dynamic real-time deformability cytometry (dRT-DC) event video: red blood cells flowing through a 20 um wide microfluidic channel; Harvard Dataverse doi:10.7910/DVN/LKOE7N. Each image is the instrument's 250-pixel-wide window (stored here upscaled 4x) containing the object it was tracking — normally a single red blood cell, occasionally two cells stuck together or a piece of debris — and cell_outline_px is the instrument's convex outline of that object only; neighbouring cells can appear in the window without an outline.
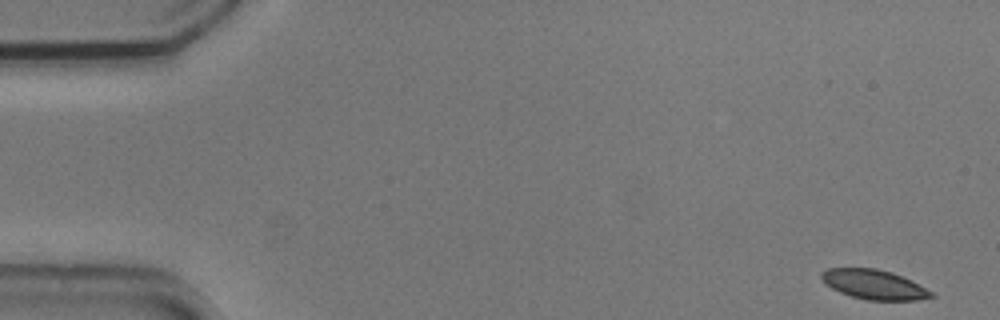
{"species": "common noctule bat (a hibernating species)", "species_latin": "Nyctalus noctula", "temperature_condition": "cold", "stored_images_in_passage": 53, "camera_frame_rate_fps": 3000, "um_per_image_px": 0.085, "animal": {"sex": "male", "body_mass_g": 20.5, "forearm_length_mm": 52.5}, "frame": {"image": 1, "passage_image": 1, "time_ms": 0.0, "image_size_px": [1000, 320], "cell_outline_px": [[936, 296], [916, 300], [868, 300], [852, 296], [840, 292], [832, 288], [820, 276], [820, 272], [828, 268], [876, 268], [892, 272], [932, 292]], "centroid_in_image_um": [74.26, 24.18], "position_along_channel_um": 10.7, "area_um2": 18.5}}
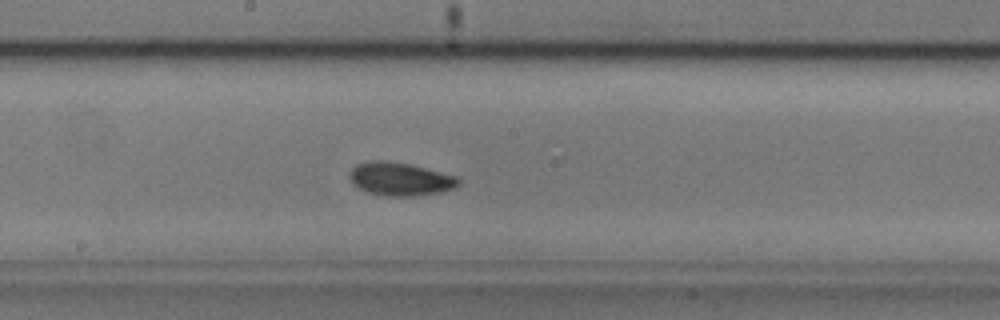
{"frame": {"image": 2, "passage_image": 28, "time_ms": 9.0, "image_size_px": [1000, 320], "cell_outline_px": [[460, 184], [456, 188], [440, 192], [412, 196], [384, 196], [368, 192], [352, 184], [348, 176], [352, 168], [356, 164], [364, 160], [384, 160], [408, 164], [456, 176], [460, 180]], "centroid_in_image_um": [33.97, 15.21], "position_along_channel_um": 214.2, "area_um2": 21.15}}
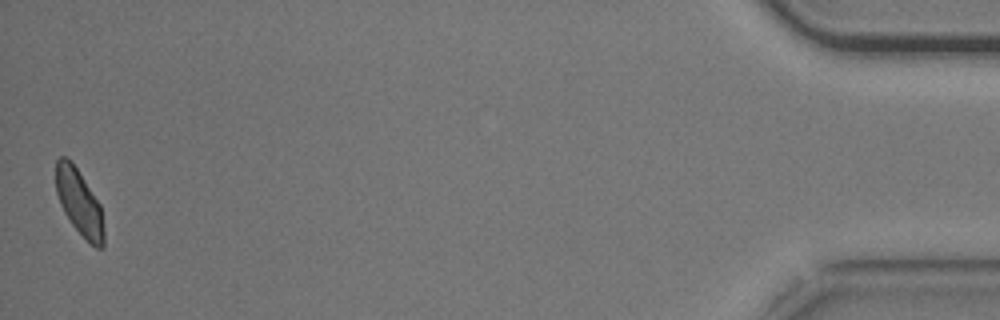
{"frame": {"image": 3, "passage_image": 53, "time_ms": 17.333, "image_size_px": [1000, 320], "cell_outline_px": [[104, 248], [96, 248], [72, 224], [64, 212], [60, 204], [56, 192], [56, 160], [60, 156], [64, 156], [72, 160], [100, 204], [104, 232]], "centroid_in_image_um": [6.73, 17.16], "position_along_channel_um": 428.5, "area_um2": 18.26}, "authors_computed_cell_mechanics": {"area_um2": 19.7676, "velocity_mm_per_s": 3.6835, "shape_relaxation_time_tau1_ms": 3.0041, "shape_relaxation_time_tau2_ms": 7.7407, "deformation_change_tau1": 0.085, "deformation_change_tau2": 0.0769}}